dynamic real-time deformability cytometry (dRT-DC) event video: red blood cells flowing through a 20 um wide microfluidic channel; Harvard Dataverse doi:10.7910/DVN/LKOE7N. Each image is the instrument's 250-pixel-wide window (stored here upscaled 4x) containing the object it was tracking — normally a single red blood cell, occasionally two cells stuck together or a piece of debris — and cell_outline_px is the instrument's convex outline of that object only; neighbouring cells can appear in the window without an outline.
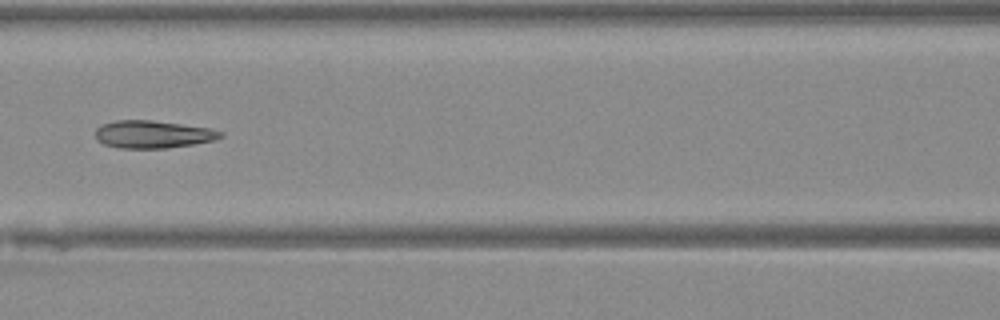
{"species": "Egyptian fruit bat (a non-hibernating species)", "species_latin": "Rousettus aegyptiacus", "temperature_condition": "warm", "stored_images_in_passage": 30, "camera_frame_rate_fps": 3000, "um_per_image_px": 0.085, "animal": {"sex": "female"}, "frame": {"image": 1, "passage_image": 7, "time_ms": 2.0, "image_size_px": [1000, 320], "cell_outline_px": [[224, 136], [216, 140], [192, 144], [164, 148], [120, 148], [104, 144], [96, 140], [96, 128], [100, 124], [116, 120], [152, 120], [208, 128], [224, 132]], "centroid_in_image_um": [12.98, 11.41], "position_along_channel_um": 153.6, "area_um2": 20.11}}
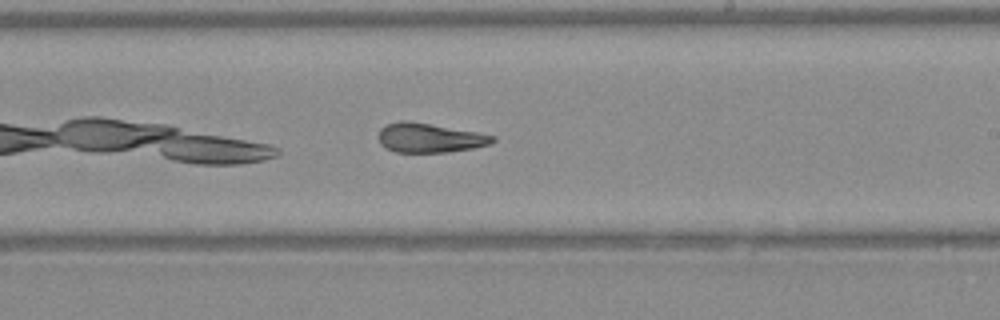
{"frame": {"image": 2, "passage_image": 14, "time_ms": 4.333, "image_size_px": [1000, 320], "cell_outline_px": [[496, 140], [488, 144], [472, 148], [448, 152], [396, 152], [380, 144], [380, 128], [388, 124], [400, 120], [408, 120], [476, 132], [496, 136]], "centroid_in_image_um": [36.51, 11.71], "position_along_channel_um": 252.5, "area_um2": 19.25}}
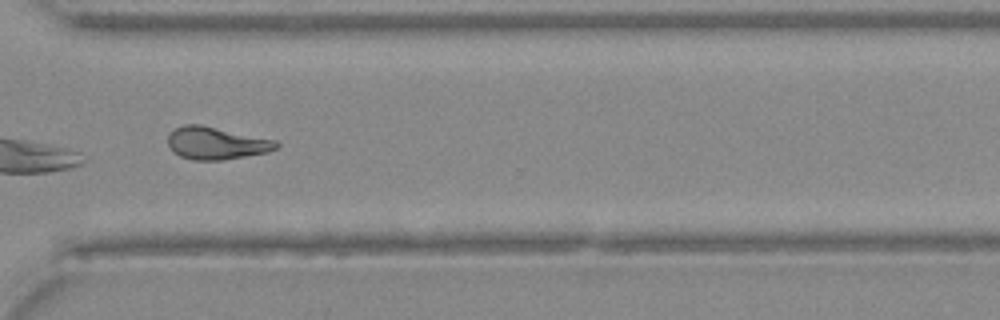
{"frame": {"image": 3, "passage_image": 21, "time_ms": 6.667, "image_size_px": [1000, 320], "cell_outline_px": [[280, 148], [268, 152], [220, 160], [192, 160], [180, 156], [172, 152], [168, 144], [168, 136], [176, 128], [184, 124], [200, 124], [276, 140], [280, 144]], "centroid_in_image_um": [18.4, 12.17], "position_along_channel_um": 352.2, "area_um2": 20.52}}